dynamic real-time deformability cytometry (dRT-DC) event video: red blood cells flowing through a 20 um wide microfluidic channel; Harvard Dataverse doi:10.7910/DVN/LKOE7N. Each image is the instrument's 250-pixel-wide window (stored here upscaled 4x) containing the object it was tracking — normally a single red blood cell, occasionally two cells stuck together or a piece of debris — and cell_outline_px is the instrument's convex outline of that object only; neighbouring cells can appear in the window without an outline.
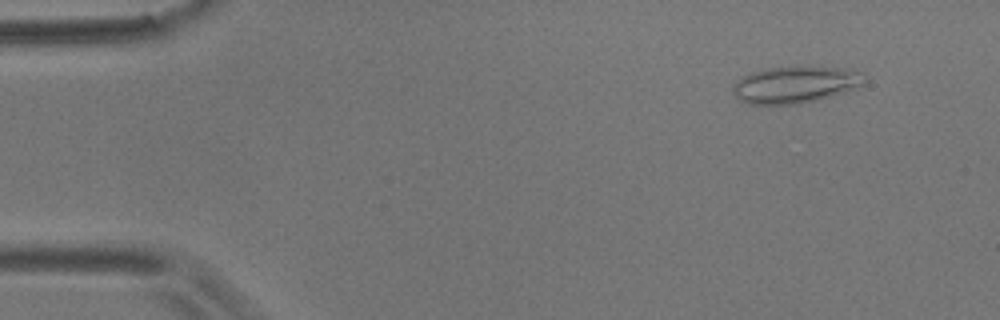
{"species": "common noctule bat (a hibernating species)", "species_latin": "Nyctalus noctula", "temperature_condition": "room temperature", "stored_images_in_passage": 55, "camera_frame_rate_fps": 3000, "um_per_image_px": 0.085, "animal": {"sex": "male", "body_mass_g": 17.9}, "frame": {"image": 1, "passage_image": 5, "time_ms": 1.333, "image_size_px": [1000, 320], "cell_outline_px": [[868, 80], [864, 84], [816, 100], [796, 104], [748, 104], [740, 100], [732, 92], [732, 88], [736, 80], [752, 72], [764, 68], [844, 68], [864, 72]], "centroid_in_image_um": [67.58, 7.2], "position_along_channel_um": 17.4, "area_um2": 27.63}}
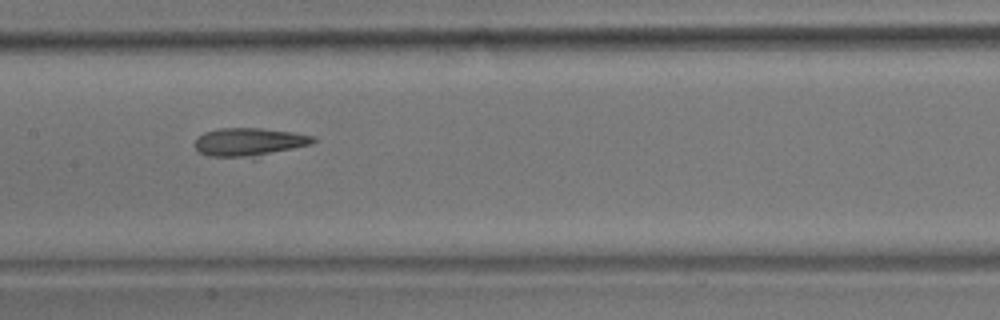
{"frame": {"image": 2, "passage_image": 27, "time_ms": 8.667, "image_size_px": [1000, 320], "cell_outline_px": [[316, 140], [312, 144], [256, 160], [252, 160], [208, 156], [200, 152], [192, 144], [196, 136], [204, 132], [220, 128], [260, 128], [292, 132], [316, 136]], "centroid_in_image_um": [21.2, 12.13], "position_along_channel_um": 186.2, "area_um2": 20.81}}
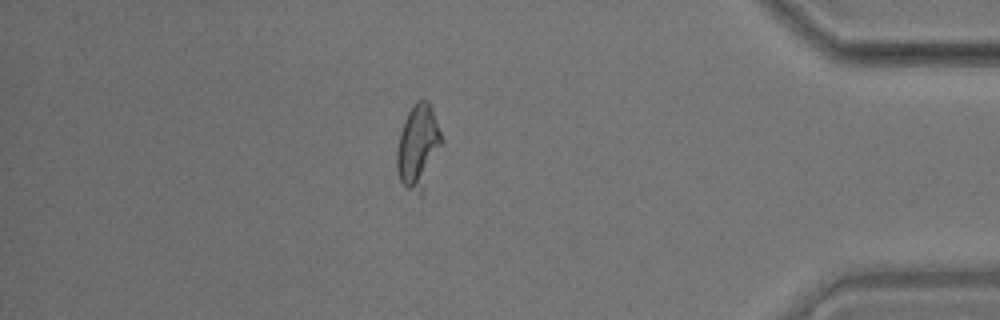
{"frame": {"image": 3, "passage_image": 48, "time_ms": 15.667, "image_size_px": [1000, 320], "cell_outline_px": [[444, 140], [420, 196], [408, 188], [400, 180], [396, 172], [396, 152], [400, 132], [404, 120], [408, 112], [416, 100], [428, 100], [432, 108]], "centroid_in_image_um": [35.54, 12.42], "position_along_channel_um": 399.7, "area_um2": 21.85}, "authors_computed_cell_mechanics": {"area_um2": 21.2704, "velocity_mm_per_s": 3.577, "shape_relaxation_time_tau1_ms": 5.1637, "shape_relaxation_time_tau2_ms": 6.7573, "deformation_change_tau1": 0.1499, "deformation_change_tau2": 0.1393}}